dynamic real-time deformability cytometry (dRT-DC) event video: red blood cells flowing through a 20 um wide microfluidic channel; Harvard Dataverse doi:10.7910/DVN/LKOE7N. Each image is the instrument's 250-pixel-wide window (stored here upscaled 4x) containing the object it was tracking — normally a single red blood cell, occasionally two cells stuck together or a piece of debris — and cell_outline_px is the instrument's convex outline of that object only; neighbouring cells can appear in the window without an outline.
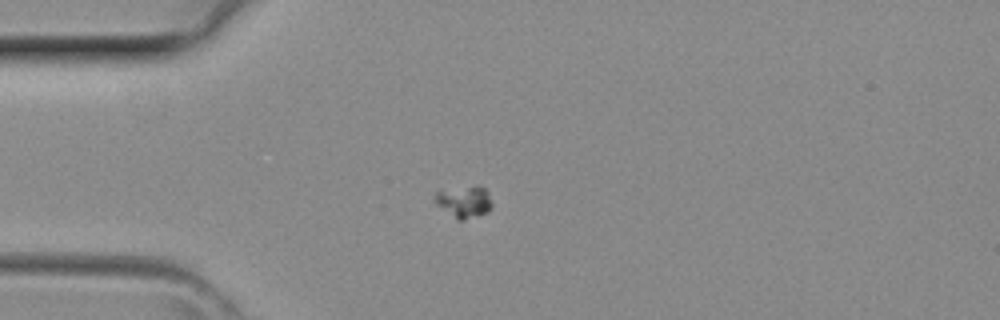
{"species": "common noctule bat (a hibernating species)", "species_latin": "Nyctalus noctula", "temperature_condition": "room temperature", "stored_images_in_passage": 4, "camera_frame_rate_fps": 3000, "um_per_image_px": 0.085, "animal": {"sex": "female", "body_mass_g": 29.2, "forearm_length_mm": 56.3}, "frame": {"image": 1, "passage_image": 3, "time_ms": 0.667, "image_size_px": [1000, 320], "cell_outline_px": [[492, 208], [488, 212], [464, 220], [456, 220], [436, 204], [436, 192], [440, 188], [484, 188], [488, 192], [492, 204]], "centroid_in_image_um": [39.43, 17.18], "position_along_channel_um": 45.6, "area_um2": 10.4}}